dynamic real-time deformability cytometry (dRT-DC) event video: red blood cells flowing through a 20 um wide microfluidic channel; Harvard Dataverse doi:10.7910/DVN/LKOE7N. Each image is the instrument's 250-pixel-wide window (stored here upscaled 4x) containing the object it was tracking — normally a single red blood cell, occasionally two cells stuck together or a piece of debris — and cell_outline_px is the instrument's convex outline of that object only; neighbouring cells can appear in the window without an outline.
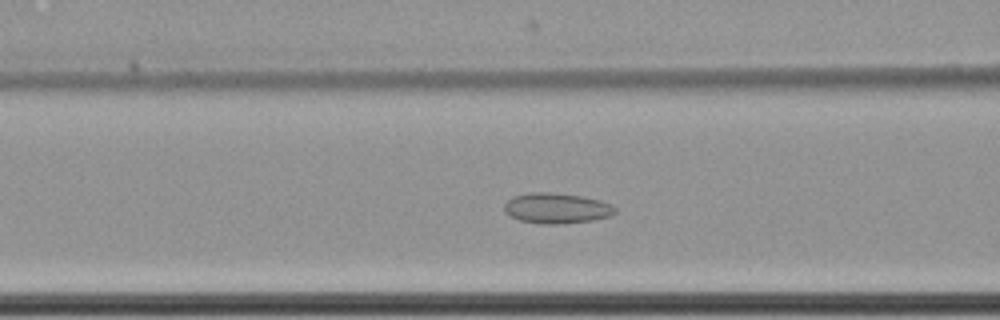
{"species": "common noctule bat (a hibernating species)", "species_latin": "Nyctalus noctula", "temperature_condition": "cold", "stored_images_in_passage": 42, "camera_frame_rate_fps": 3000, "um_per_image_px": 0.085, "animal": {"sex": "female", "body_mass_g": 22.7, "forearm_length_mm": 54.2}, "frame": {"image": 1, "passage_image": 7, "time_ms": 2.0, "image_size_px": [1000, 320], "cell_outline_px": [[616, 212], [612, 216], [592, 220], [560, 224], [544, 224], [520, 220], [508, 216], [504, 212], [504, 204], [512, 196], [528, 192], [548, 192], [580, 196], [600, 200], [612, 204], [616, 208]], "centroid_in_image_um": [47.3, 17.7], "position_along_channel_um": 119.3, "area_um2": 19.83}}
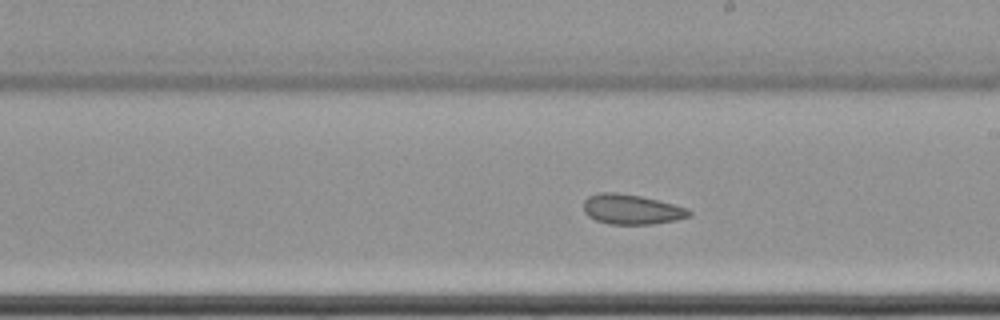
{"frame": {"image": 2, "passage_image": 17, "time_ms": 5.333, "image_size_px": [1000, 320], "cell_outline_px": [[692, 216], [676, 220], [652, 224], [608, 224], [596, 220], [588, 216], [584, 212], [584, 200], [588, 196], [600, 192], [616, 192], [640, 196], [688, 208], [692, 212]], "centroid_in_image_um": [53.68, 17.8], "position_along_channel_um": 235.3, "area_um2": 18.44}}
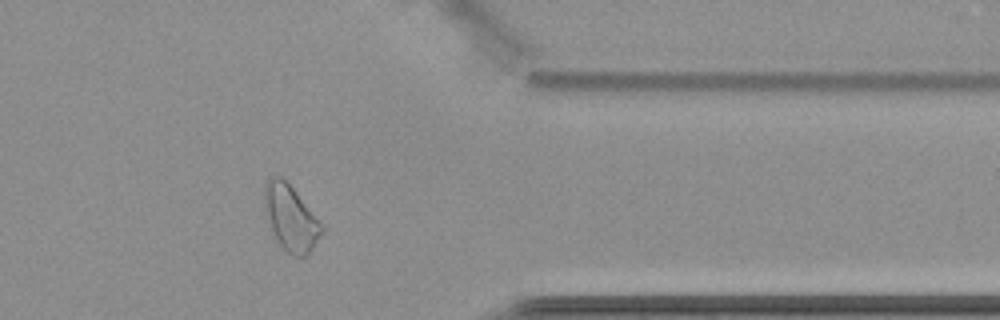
{"frame": {"image": 3, "passage_image": 31, "time_ms": 10.0, "image_size_px": [1000, 320], "cell_outline_px": [[324, 232], [308, 256], [296, 256], [288, 252], [276, 240], [264, 208], [264, 184], [268, 176], [280, 176], [292, 188], [324, 224]], "centroid_in_image_um": [24.74, 18.52], "position_along_channel_um": 386.7, "area_um2": 21.96}, "authors_computed_cell_mechanics": {"area_um2": 19.6809, "velocity_mm_per_s": 3.4852, "shape_relaxation_time_tau1_ms": null, "shape_relaxation_time_tau2_ms": 3.3701, "deformation_change_tau1": null, "deformation_change_tau2": 0.0782}}